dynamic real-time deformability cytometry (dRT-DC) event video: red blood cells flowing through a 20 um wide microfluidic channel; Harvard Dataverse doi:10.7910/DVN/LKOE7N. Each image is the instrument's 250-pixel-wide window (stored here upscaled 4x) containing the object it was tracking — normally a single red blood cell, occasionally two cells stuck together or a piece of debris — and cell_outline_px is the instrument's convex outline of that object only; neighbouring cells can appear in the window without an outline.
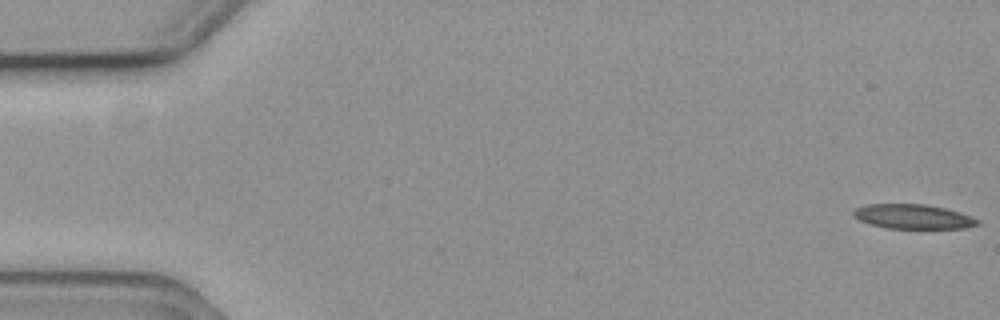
{"species": "common noctule bat (a hibernating species)", "species_latin": "Nyctalus noctula", "temperature_condition": "cold", "stored_images_in_passage": 2, "camera_frame_rate_fps": 3000, "um_per_image_px": 0.085, "animal": {"sex": "female", "body_mass_g": 19.3, "forearm_length_mm": 54.1}, "frame": {"image": 1, "passage_image": 2, "time_ms": 0.333, "image_size_px": [1000, 320], "cell_outline_px": [[980, 224], [964, 228], [888, 228], [872, 224], [860, 220], [852, 216], [852, 212], [856, 208], [868, 204], [924, 204], [944, 208], [960, 212], [972, 216], [980, 220]], "centroid_in_image_um": [77.63, 18.4], "position_along_channel_um": 7.4, "area_um2": 17.63}}